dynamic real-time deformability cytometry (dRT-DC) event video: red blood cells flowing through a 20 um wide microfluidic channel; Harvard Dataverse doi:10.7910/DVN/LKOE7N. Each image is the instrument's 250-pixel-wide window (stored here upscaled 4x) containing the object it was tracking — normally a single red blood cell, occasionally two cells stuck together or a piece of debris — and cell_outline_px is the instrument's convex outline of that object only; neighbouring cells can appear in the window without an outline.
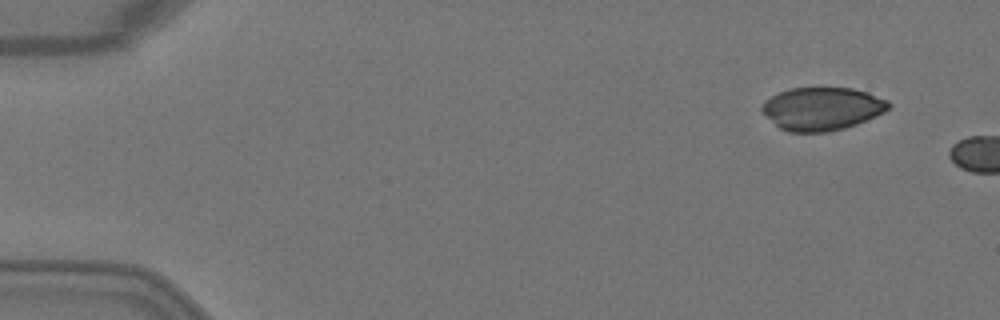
{"species": "Egyptian fruit bat (a non-hibernating species)", "species_latin": "Rousettus aegyptiacus", "temperature_condition": "warm", "stored_images_in_passage": 2, "camera_frame_rate_fps": 3000, "um_per_image_px": 0.085, "animal": {"sex": "female"}, "frame": {"image": 1, "passage_image": 1, "time_ms": 0.0, "image_size_px": [1000, 320], "cell_outline_px": [[892, 104], [884, 112], [876, 116], [856, 124], [844, 128], [828, 132], [788, 132], [780, 128], [760, 108], [764, 100], [780, 92], [792, 88], [852, 88], [868, 92], [888, 100]], "centroid_in_image_um": [69.9, 9.24], "position_along_channel_um": 15.1, "area_um2": 31.56}}